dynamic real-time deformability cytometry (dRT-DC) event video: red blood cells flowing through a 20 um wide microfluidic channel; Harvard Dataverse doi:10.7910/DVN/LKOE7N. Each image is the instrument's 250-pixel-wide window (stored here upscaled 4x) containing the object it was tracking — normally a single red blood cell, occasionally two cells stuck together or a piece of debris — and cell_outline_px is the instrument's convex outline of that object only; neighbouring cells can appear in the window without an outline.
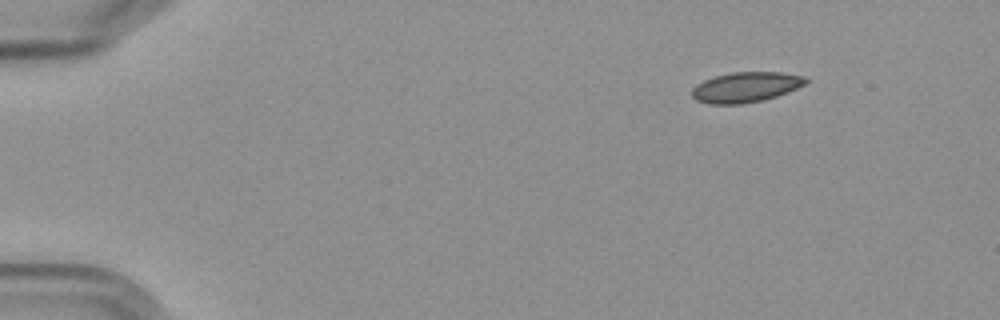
{"species": "Egyptian fruit bat (a non-hibernating species)", "species_latin": "Rousettus aegyptiacus", "temperature_condition": "cold", "stored_images_in_passage": 6, "segment_of_instrument_passage": [2, 2], "camera_frame_rate_fps": 3000, "um_per_image_px": 0.085, "frame": {"image": 1, "passage_image": 6, "time_ms": 6.667, "image_size_px": [1000, 320], "cell_outline_px": [[808, 80], [804, 84], [788, 92], [764, 100], [744, 104], [708, 104], [696, 100], [692, 96], [692, 88], [696, 84], [704, 80], [716, 76], [732, 72], [780, 72], [804, 76]], "centroid_in_image_um": [63.37, 7.41], "position_along_channel_um": 21.6, "area_um2": 20.06}}